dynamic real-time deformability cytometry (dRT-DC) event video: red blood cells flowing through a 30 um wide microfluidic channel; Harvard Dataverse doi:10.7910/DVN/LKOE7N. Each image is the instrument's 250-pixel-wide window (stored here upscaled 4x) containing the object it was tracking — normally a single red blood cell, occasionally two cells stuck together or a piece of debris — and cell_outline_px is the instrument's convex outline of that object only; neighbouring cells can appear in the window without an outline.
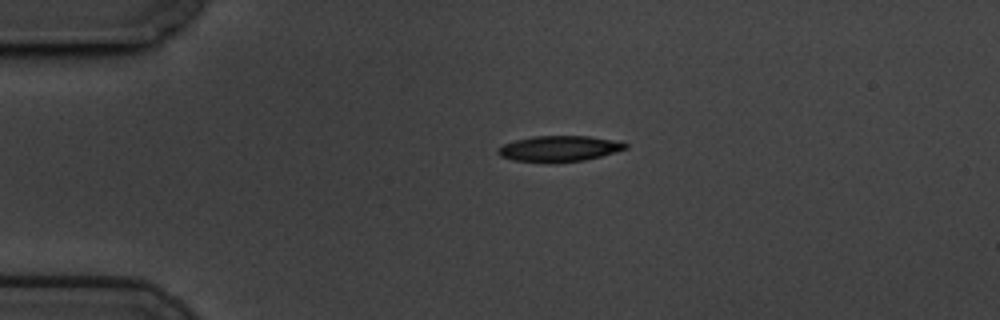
{"species": "common noctule bat (a hibernating species)", "species_latin": "Nyctalus noctula", "temperature_condition": "cold", "stored_images_in_passage": 47, "camera_frame_rate_fps": 3000, "um_per_image_px": 0.085, "animal": {"sex": "male", "body_mass_g": 19.5, "forearm_length_mm": 54.6}, "frame": {"image": 1, "passage_image": 1, "time_ms": 0.0, "image_size_px": [1000, 320], "cell_outline_px": [[628, 148], [600, 156], [584, 160], [556, 164], [548, 164], [512, 160], [500, 156], [496, 152], [504, 144], [516, 140], [532, 136], [588, 136], [612, 140], [628, 144]], "centroid_in_image_um": [47.49, 12.66], "position_along_channel_um": 37.5, "area_um2": 19.36}}
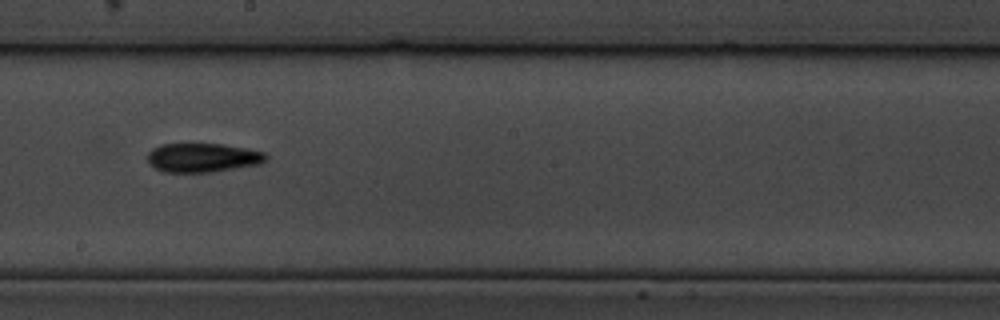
{"frame": {"image": 2, "passage_image": 21, "time_ms": 6.667, "image_size_px": [1000, 320], "cell_outline_px": [[268, 160], [260, 164], [212, 172], [164, 172], [156, 168], [148, 160], [148, 152], [152, 148], [160, 144], [224, 144], [264, 152], [268, 156]], "centroid_in_image_um": [17.25, 13.4], "position_along_channel_um": 230.9, "area_um2": 20.0}}
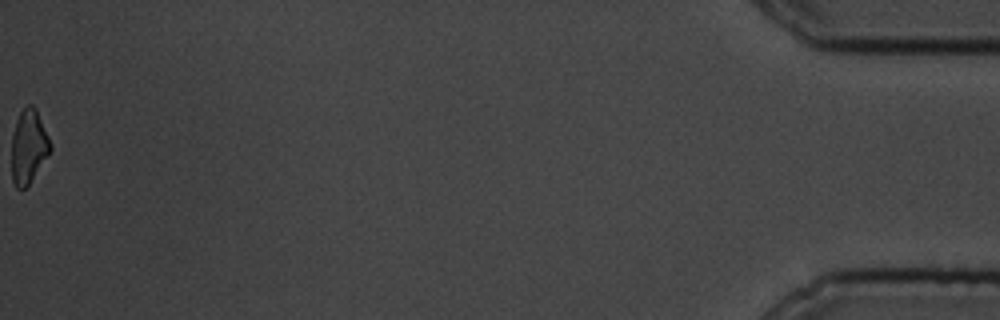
{"frame": {"image": 3, "passage_image": 47, "time_ms": 15.333, "image_size_px": [1000, 320], "cell_outline_px": [[52, 148], [48, 156], [28, 184], [24, 188], [16, 188], [12, 180], [12, 132], [16, 120], [20, 112], [28, 104], [32, 104], [36, 108], [52, 144]], "centroid_in_image_um": [2.43, 12.43], "position_along_channel_um": 432.8, "area_um2": 16.65}, "authors_computed_cell_mechanics": {"area_um2": 19.363, "velocity_mm_per_s": 3.4413, "shape_relaxation_time_tau1_ms": 4.7212, "shape_relaxation_time_tau2_ms": 8.0005, "deformation_change_tau1": 0.1357, "deformation_change_tau2": 0.1827}}